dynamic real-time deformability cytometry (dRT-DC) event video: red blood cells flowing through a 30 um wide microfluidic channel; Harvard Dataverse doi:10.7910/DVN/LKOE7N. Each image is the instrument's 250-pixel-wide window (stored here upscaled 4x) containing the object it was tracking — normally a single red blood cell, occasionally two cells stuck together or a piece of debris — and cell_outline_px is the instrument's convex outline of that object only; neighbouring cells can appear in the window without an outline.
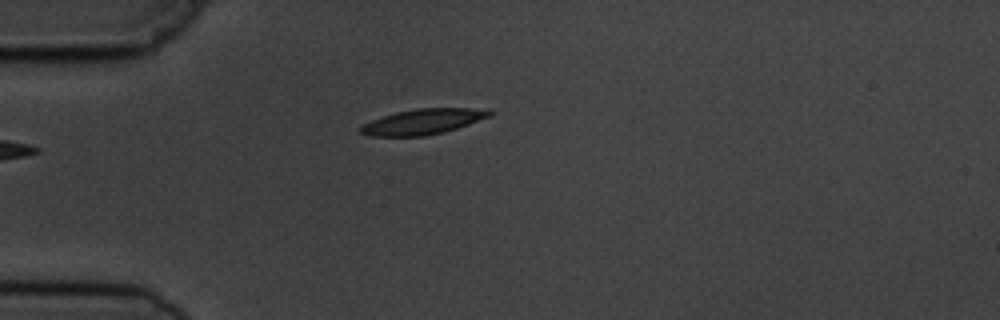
{"species": "common noctule bat (a hibernating species)", "species_latin": "Nyctalus noctula", "temperature_condition": "cold", "stored_images_in_passage": 5, "camera_frame_rate_fps": 3000, "um_per_image_px": 0.085, "animal": {"sex": "male", "body_mass_g": 19.5, "forearm_length_mm": 54.6}, "frame": {"image": 1, "passage_image": 5, "time_ms": 4.333, "image_size_px": [1000, 320], "cell_outline_px": [[496, 112], [492, 116], [444, 132], [424, 136], [372, 136], [360, 132], [356, 128], [372, 120], [396, 112], [416, 108], [492, 108]], "centroid_in_image_um": [36.03, 10.32], "position_along_channel_um": 49.0, "area_um2": 19.31}}